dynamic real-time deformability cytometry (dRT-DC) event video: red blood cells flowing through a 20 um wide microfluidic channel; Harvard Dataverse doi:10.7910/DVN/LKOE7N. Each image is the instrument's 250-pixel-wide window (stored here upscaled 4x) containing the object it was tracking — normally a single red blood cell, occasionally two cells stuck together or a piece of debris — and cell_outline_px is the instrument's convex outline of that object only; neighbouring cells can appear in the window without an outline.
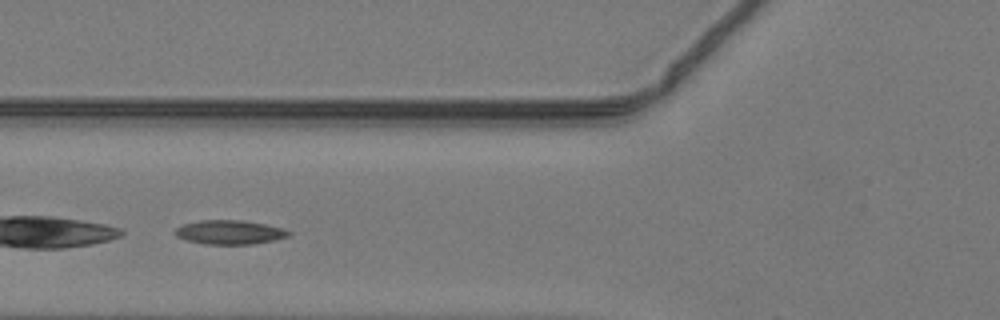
{"species": "common noctule bat (a hibernating species)", "species_latin": "Nyctalus noctula", "temperature_condition": "warm", "stored_images_in_passage": 8, "camera_frame_rate_fps": 3000, "um_per_image_px": 0.085, "animal": {"sex": "male", "body_mass_g": 19.2, "forearm_length_mm": 51.8}, "frame": {"image": 1, "passage_image": 5, "time_ms": 1.333, "image_size_px": [1000, 320], "cell_outline_px": [[292, 232], [288, 236], [272, 240], [252, 244], [204, 244], [188, 240], [176, 236], [176, 228], [184, 224], [200, 220], [240, 220], [264, 224], [284, 228]], "centroid_in_image_um": [19.53, 19.73], "position_along_channel_um": 106.3, "area_um2": 15.72}}